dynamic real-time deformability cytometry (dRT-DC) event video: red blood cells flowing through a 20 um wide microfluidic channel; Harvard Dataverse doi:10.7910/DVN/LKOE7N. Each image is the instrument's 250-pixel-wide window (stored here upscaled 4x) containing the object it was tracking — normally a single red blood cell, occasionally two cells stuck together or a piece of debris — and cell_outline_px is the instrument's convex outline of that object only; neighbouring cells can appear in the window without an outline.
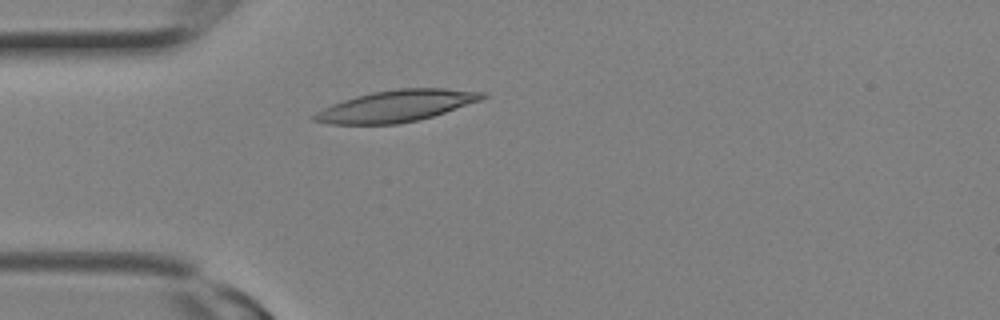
{"species": "Egyptian fruit bat (a non-hibernating species)", "species_latin": "Rousettus aegyptiacus", "temperature_condition": "room temperature", "stored_images_in_passage": 8, "camera_frame_rate_fps": 3000, "um_per_image_px": 0.085, "animal": {"sex": "female"}, "frame": {"image": 1, "passage_image": 6, "time_ms": 1.667, "image_size_px": [1000, 320], "cell_outline_px": [[488, 96], [480, 100], [432, 116], [416, 120], [396, 124], [328, 124], [312, 120], [312, 116], [316, 112], [332, 104], [356, 96], [372, 92], [400, 88], [444, 88], [488, 92]], "centroid_in_image_um": [33.69, 9.0], "position_along_channel_um": 51.3, "area_um2": 30.63}}
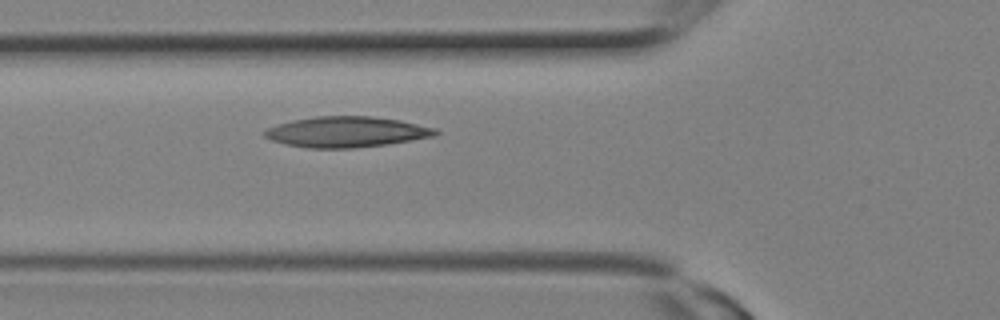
{"frame": {"image": 2, "passage_image": 8, "time_ms": 2.333, "image_size_px": [1000, 320], "cell_outline_px": [[440, 132], [436, 136], [384, 144], [352, 148], [308, 148], [284, 144], [272, 140], [264, 136], [264, 132], [268, 128], [276, 124], [292, 120], [316, 116], [372, 116], [400, 120], [436, 128]], "centroid_in_image_um": [29.44, 11.2], "position_along_channel_um": 96.4, "area_um2": 30.46}}